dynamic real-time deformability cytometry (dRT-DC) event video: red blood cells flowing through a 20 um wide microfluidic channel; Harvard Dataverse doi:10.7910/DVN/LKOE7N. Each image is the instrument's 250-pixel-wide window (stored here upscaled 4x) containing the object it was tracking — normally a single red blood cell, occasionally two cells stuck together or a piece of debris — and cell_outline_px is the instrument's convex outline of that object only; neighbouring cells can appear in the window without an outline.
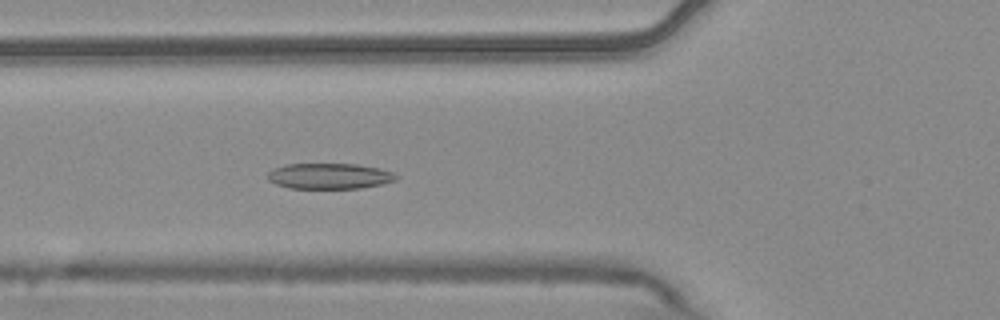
{"species": "common noctule bat (a hibernating species)", "species_latin": "Nyctalus noctula", "temperature_condition": "warm", "stored_images_in_passage": 6, "camera_frame_rate_fps": 3000, "um_per_image_px": 0.085, "animal": {"sex": "male", "body_mass_g": 20.4}, "frame": {"image": 1, "passage_image": 6, "time_ms": 1.667, "image_size_px": [1000, 320], "cell_outline_px": [[400, 176], [396, 180], [380, 184], [360, 188], [288, 188], [276, 184], [268, 180], [268, 172], [272, 168], [284, 164], [356, 164], [380, 168], [392, 172]], "centroid_in_image_um": [27.98, 14.96], "position_along_channel_um": 97.8, "area_um2": 19.31}}